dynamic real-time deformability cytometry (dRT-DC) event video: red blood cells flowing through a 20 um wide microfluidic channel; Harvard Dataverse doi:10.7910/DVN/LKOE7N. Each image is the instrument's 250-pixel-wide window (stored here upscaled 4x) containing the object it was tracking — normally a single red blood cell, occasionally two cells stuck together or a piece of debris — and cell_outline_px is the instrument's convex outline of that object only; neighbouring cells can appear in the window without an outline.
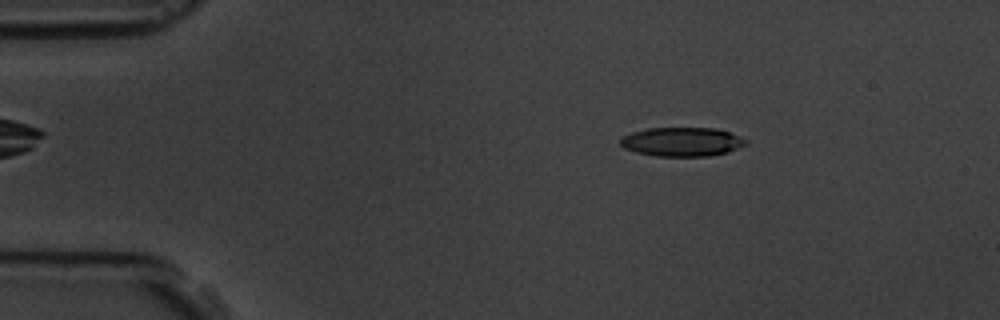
{"species": "common noctule bat (a hibernating species)", "species_latin": "Nyctalus noctula", "temperature_condition": "room temperature", "stored_images_in_passage": 4, "camera_frame_rate_fps": 3000, "um_per_image_px": 0.085, "animal": {"sex": "male", "body_mass_g": 19.5, "forearm_length_mm": 54.6}, "frame": {"image": 1, "passage_image": 2, "time_ms": 1.0, "image_size_px": [1000, 320], "cell_outline_px": [[748, 144], [728, 152], [708, 156], [656, 156], [636, 152], [624, 148], [620, 144], [620, 136], [632, 132], [648, 128], [716, 128], [728, 132], [748, 140]], "centroid_in_image_um": [57.95, 12.05], "position_along_channel_um": 27.0, "area_um2": 21.27}}